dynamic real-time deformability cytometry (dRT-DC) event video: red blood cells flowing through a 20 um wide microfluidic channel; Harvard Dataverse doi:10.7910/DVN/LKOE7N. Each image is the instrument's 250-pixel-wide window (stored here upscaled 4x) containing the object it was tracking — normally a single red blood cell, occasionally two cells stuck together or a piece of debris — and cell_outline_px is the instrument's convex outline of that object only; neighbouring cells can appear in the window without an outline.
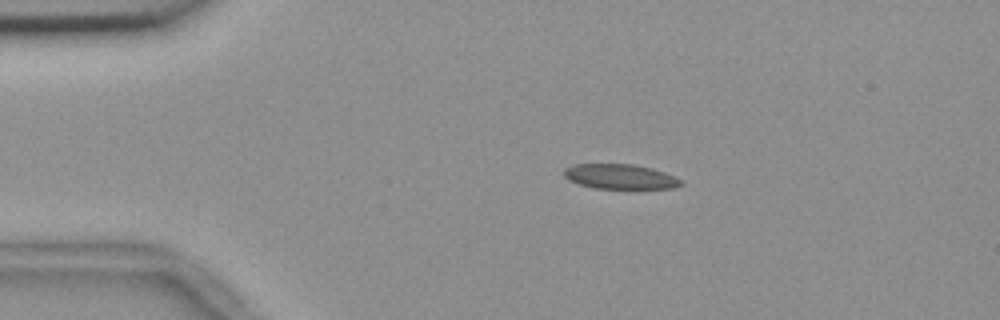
{"species": "common noctule bat (a hibernating species)", "species_latin": "Nyctalus noctula", "temperature_condition": "room temperature", "stored_images_in_passage": 4, "camera_frame_rate_fps": 3000, "um_per_image_px": 0.085, "animal": {"sex": "female", "body_mass_g": 18.4}, "frame": {"image": 1, "passage_image": 2, "time_ms": 0.333, "image_size_px": [1000, 320], "cell_outline_px": [[684, 184], [672, 188], [596, 188], [580, 184], [568, 180], [564, 176], [564, 168], [572, 164], [632, 164], [664, 172], [684, 180]], "centroid_in_image_um": [52.7, 15.01], "position_along_channel_um": 32.3, "area_um2": 16.82}}
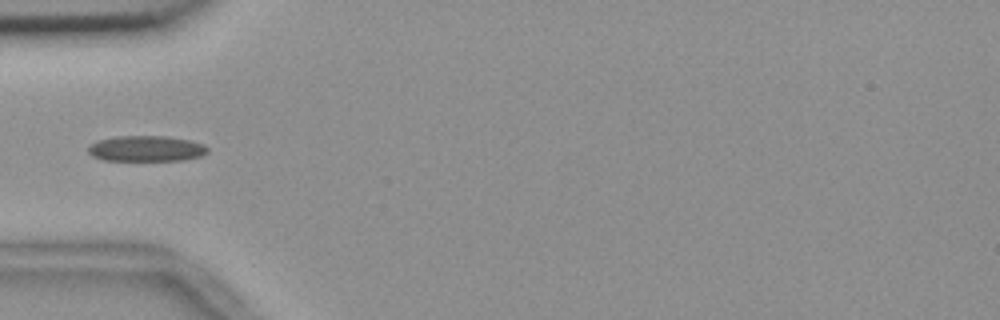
{"frame": {"image": 2, "passage_image": 4, "time_ms": 1.0, "image_size_px": [1000, 320], "cell_outline_px": [[208, 152], [200, 156], [184, 160], [104, 160], [92, 156], [88, 152], [88, 148], [96, 140], [116, 136], [168, 136], [188, 140], [204, 144], [208, 148]], "centroid_in_image_um": [12.43, 12.62], "position_along_channel_um": 72.6, "area_um2": 17.86}}